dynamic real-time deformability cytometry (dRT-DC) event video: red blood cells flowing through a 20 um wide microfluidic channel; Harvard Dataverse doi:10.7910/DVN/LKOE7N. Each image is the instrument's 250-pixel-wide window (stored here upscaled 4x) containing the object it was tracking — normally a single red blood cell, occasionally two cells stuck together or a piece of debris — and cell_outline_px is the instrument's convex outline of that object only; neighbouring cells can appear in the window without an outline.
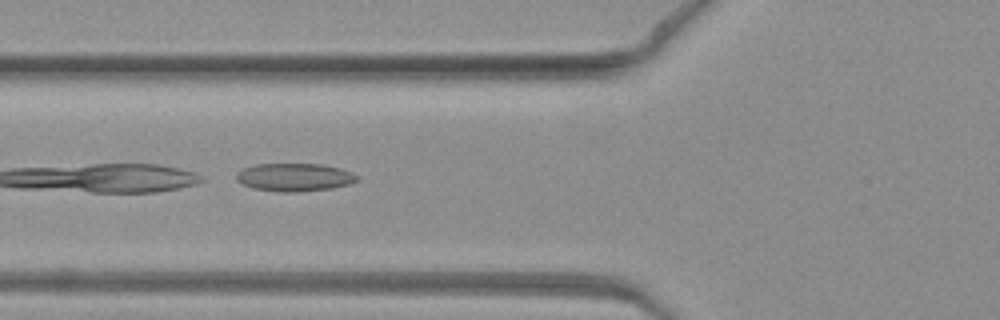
{"species": "common noctule bat (a hibernating species)", "species_latin": "Nyctalus noctula", "temperature_condition": "warm", "stored_images_in_passage": 25, "camera_frame_rate_fps": 3000, "um_per_image_px": 0.085, "animal": {"sex": "female", "body_mass_g": 19.3, "forearm_length_mm": 54.1}, "frame": {"image": 1, "passage_image": 19, "time_ms": 6.0, "image_size_px": [1000, 320], "cell_outline_px": [[360, 180], [352, 184], [332, 188], [296, 192], [280, 192], [252, 188], [240, 184], [236, 180], [236, 172], [244, 168], [256, 164], [324, 164], [340, 168], [352, 172], [360, 176]], "centroid_in_image_um": [25.06, 15.07], "position_along_channel_um": 100.7, "area_um2": 20.06}}
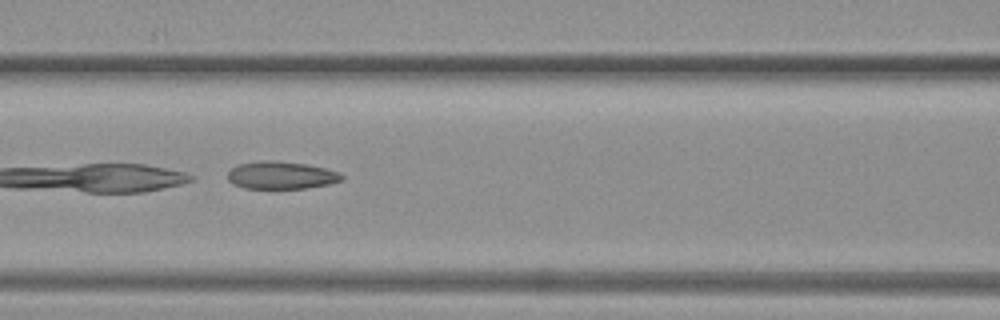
{"frame": {"image": 2, "passage_image": 22, "time_ms": 7.0, "image_size_px": [1000, 320], "cell_outline_px": [[344, 180], [328, 184], [304, 188], [244, 188], [232, 184], [228, 180], [228, 172], [236, 164], [260, 160], [272, 160], [304, 164], [324, 168], [340, 172], [344, 176]], "centroid_in_image_um": [23.88, 14.89], "position_along_channel_um": 142.7, "area_um2": 18.38}}